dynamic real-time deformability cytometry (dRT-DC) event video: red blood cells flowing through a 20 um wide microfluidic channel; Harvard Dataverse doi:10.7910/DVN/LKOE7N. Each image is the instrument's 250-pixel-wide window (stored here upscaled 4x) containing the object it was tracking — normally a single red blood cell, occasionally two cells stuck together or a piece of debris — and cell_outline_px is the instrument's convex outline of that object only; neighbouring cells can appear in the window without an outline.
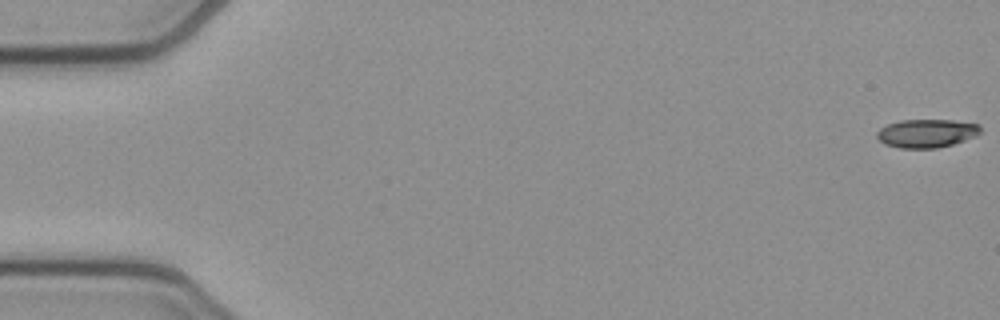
{"species": "common noctule bat (a hibernating species)", "species_latin": "Nyctalus noctula", "temperature_condition": "cold", "stored_images_in_passage": 54, "camera_frame_rate_fps": 3000, "um_per_image_px": 0.085, "animal": {"sex": "female", "body_mass_g": 21.9}, "frame": {"image": 1, "passage_image": 1, "time_ms": 0.0, "image_size_px": [1000, 320], "cell_outline_px": [[980, 132], [976, 136], [952, 144], [936, 148], [900, 148], [884, 144], [876, 136], [876, 132], [880, 128], [888, 124], [900, 120], [952, 120], [980, 124]], "centroid_in_image_um": [78.75, 11.33], "position_along_channel_um": 6.3, "area_um2": 17.11}}
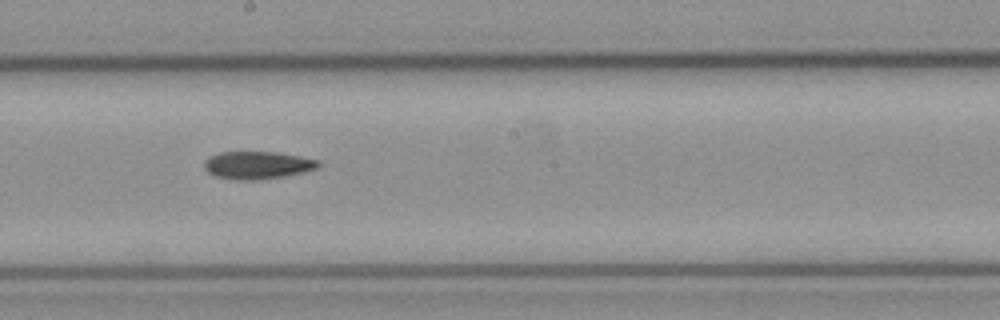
{"frame": {"image": 2, "passage_image": 30, "time_ms": 9.667, "image_size_px": [1000, 320], "cell_outline_px": [[320, 168], [304, 172], [284, 176], [260, 180], [236, 180], [216, 176], [208, 172], [204, 168], [204, 160], [208, 156], [220, 152], [276, 152], [300, 156], [320, 160]], "centroid_in_image_um": [21.9, 14.04], "position_along_channel_um": 226.3, "area_um2": 18.61}}
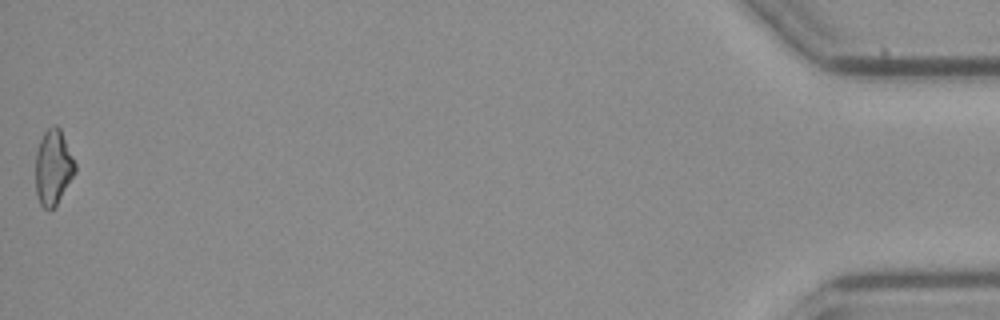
{"frame": {"image": 3, "passage_image": 54, "time_ms": 17.667, "image_size_px": [1000, 320], "cell_outline_px": [[76, 172], [56, 204], [52, 208], [44, 208], [40, 204], [36, 192], [36, 152], [40, 140], [44, 132], [52, 124], [56, 124], [60, 128], [76, 164]], "centroid_in_image_um": [4.52, 14.18], "position_along_channel_um": 430.7, "area_um2": 17.17}, "authors_computed_cell_mechanics": {"area_um2": 18.1781, "velocity_mm_per_s": 3.8365, "shape_relaxation_time_tau1_ms": 4.9719, "shape_relaxation_time_tau2_ms": null, "deformation_change_tau1": 0.1424, "deformation_change_tau2": null}}